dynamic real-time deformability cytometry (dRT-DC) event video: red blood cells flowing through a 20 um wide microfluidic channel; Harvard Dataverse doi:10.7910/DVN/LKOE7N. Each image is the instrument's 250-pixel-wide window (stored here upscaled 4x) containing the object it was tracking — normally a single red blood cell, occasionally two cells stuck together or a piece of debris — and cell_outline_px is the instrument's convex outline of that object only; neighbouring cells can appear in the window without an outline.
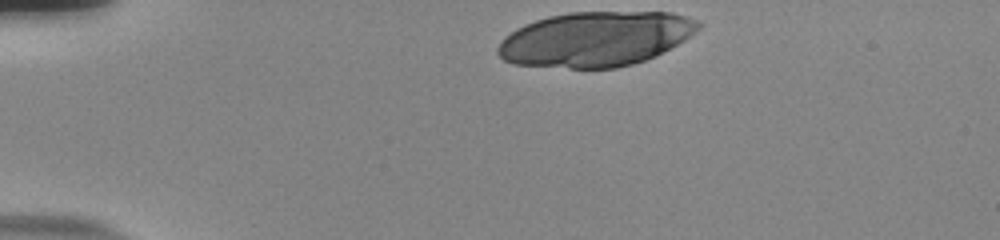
{"species": "human", "species_latin": "Homo sapiens", "temperature_condition": "room temperature", "stored_images_in_passage": 36, "camera_frame_rate_fps": 3000, "um_per_image_px": 0.085, "donor": {"sex": "male"}, "frame": {"image": 1, "passage_image": 1, "time_ms": 0.0, "image_size_px": [1000, 240], "cell_outline_px": [[704, 24], [696, 32], [684, 40], [656, 56], [632, 64], [616, 68], [568, 68], [512, 64], [504, 60], [496, 52], [496, 48], [504, 36], [516, 28], [524, 24], [548, 16], [568, 12], [672, 12], [696, 20]], "centroid_in_image_um": [50.6, 3.31], "position_along_channel_um": 34.4, "area_um2": 64.33}}